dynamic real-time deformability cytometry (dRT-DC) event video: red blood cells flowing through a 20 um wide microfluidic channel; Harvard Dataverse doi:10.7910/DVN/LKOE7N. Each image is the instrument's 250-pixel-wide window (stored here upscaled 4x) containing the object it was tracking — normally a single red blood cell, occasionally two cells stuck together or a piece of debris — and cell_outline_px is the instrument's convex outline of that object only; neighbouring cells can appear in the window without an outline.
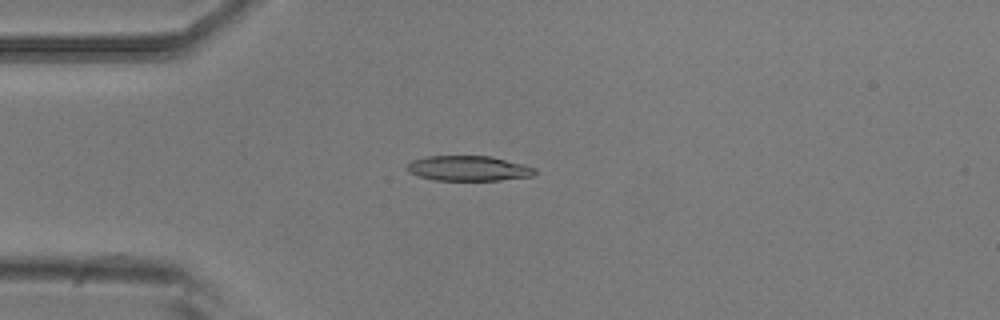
{"species": "common noctule bat (a hibernating species)", "species_latin": "Nyctalus noctula", "temperature_condition": "room temperature", "stored_images_in_passage": 3, "camera_frame_rate_fps": 3000, "um_per_image_px": 0.085, "animal": {"sex": "male", "body_mass_g": 20.5, "forearm_length_mm": 52.5}, "frame": {"image": 1, "passage_image": 3, "time_ms": 0.667, "image_size_px": [1000, 320], "cell_outline_px": [[536, 172], [532, 176], [500, 180], [436, 180], [420, 176], [408, 172], [408, 164], [412, 160], [428, 156], [492, 156], [524, 164], [536, 168]], "centroid_in_image_um": [39.86, 14.3], "position_along_channel_um": 45.1, "area_um2": 18.61}}